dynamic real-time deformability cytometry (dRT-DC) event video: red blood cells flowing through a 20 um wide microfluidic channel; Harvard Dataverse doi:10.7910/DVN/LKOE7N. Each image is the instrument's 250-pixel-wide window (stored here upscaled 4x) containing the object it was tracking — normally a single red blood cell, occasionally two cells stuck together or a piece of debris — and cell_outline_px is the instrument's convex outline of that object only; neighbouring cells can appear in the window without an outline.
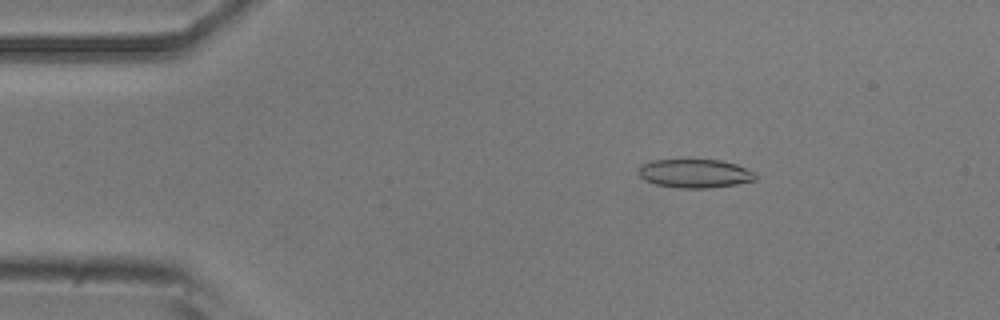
{"species": "common noctule bat (a hibernating species)", "species_latin": "Nyctalus noctula", "temperature_condition": "room temperature", "stored_images_in_passage": 51, "camera_frame_rate_fps": 3000, "um_per_image_px": 0.085, "animal": {"sex": "male", "body_mass_g": 20.5, "forearm_length_mm": 52.5}, "frame": {"image": 1, "passage_image": 8, "time_ms": 2.333, "image_size_px": [1000, 320], "cell_outline_px": [[756, 180], [736, 184], [712, 188], [680, 188], [656, 184], [644, 180], [640, 176], [640, 164], [652, 160], [720, 160], [736, 164], [756, 172]], "centroid_in_image_um": [59.09, 14.75], "position_along_channel_um": 25.9, "area_um2": 19.54}}
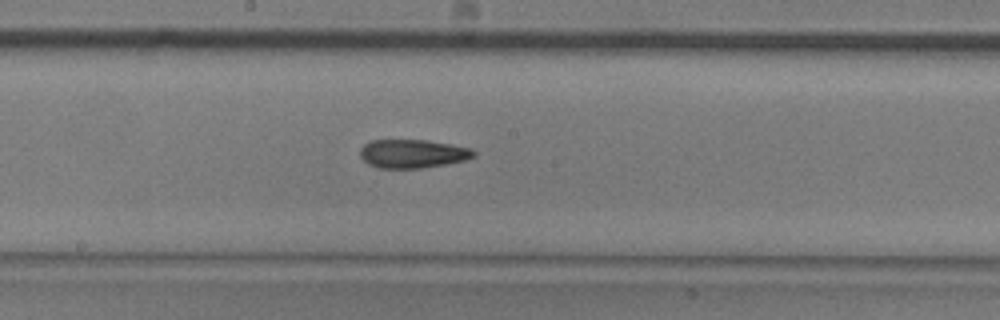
{"frame": {"image": 2, "passage_image": 27, "time_ms": 8.667, "image_size_px": [1000, 320], "cell_outline_px": [[476, 156], [464, 160], [448, 164], [420, 168], [376, 168], [368, 164], [360, 156], [360, 148], [364, 144], [372, 140], [428, 140], [452, 144], [472, 148], [476, 152]], "centroid_in_image_um": [35.09, 13.06], "position_along_channel_um": 213.1, "area_um2": 19.13}}
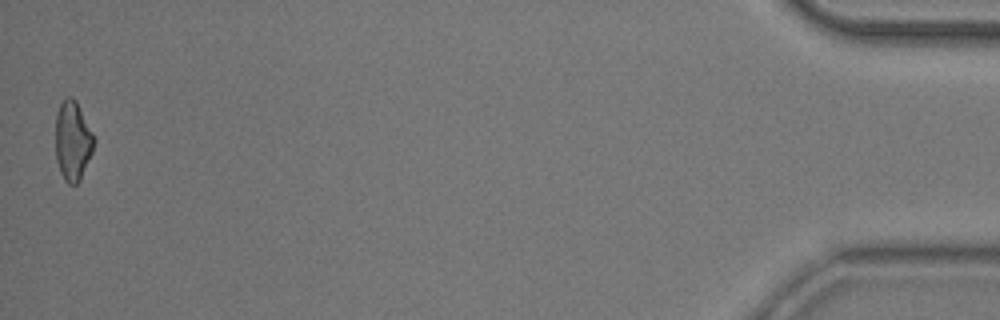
{"frame": {"image": 3, "passage_image": 51, "time_ms": 16.667, "image_size_px": [1000, 320], "cell_outline_px": [[96, 140], [92, 152], [80, 180], [76, 184], [68, 184], [64, 180], [60, 172], [56, 160], [56, 112], [60, 104], [68, 96], [72, 96], [76, 100]], "centroid_in_image_um": [6.18, 11.97], "position_along_channel_um": 429.0, "area_um2": 17.8}, "authors_computed_cell_mechanics": {"area_um2": 19.1318, "velocity_mm_per_s": 3.8983, "shape_relaxation_time_tau1_ms": 4.244, "shape_relaxation_time_tau2_ms": 3.9841, "deformation_change_tau1": 0.1344, "deformation_change_tau2": 0.1354}}